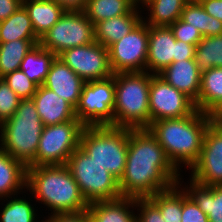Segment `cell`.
<instances>
[{
    "label": "cell",
    "mask_w": 222,
    "mask_h": 222,
    "mask_svg": "<svg viewBox=\"0 0 222 222\" xmlns=\"http://www.w3.org/2000/svg\"><path fill=\"white\" fill-rule=\"evenodd\" d=\"M57 57L85 82L106 79L113 75L109 63L108 48L96 41L84 46L66 49Z\"/></svg>",
    "instance_id": "cell-13"
},
{
    "label": "cell",
    "mask_w": 222,
    "mask_h": 222,
    "mask_svg": "<svg viewBox=\"0 0 222 222\" xmlns=\"http://www.w3.org/2000/svg\"><path fill=\"white\" fill-rule=\"evenodd\" d=\"M222 102V67H212L201 73V85L196 109L210 114Z\"/></svg>",
    "instance_id": "cell-24"
},
{
    "label": "cell",
    "mask_w": 222,
    "mask_h": 222,
    "mask_svg": "<svg viewBox=\"0 0 222 222\" xmlns=\"http://www.w3.org/2000/svg\"><path fill=\"white\" fill-rule=\"evenodd\" d=\"M85 83L59 57H56L51 64L43 86L54 91L59 97L68 101L75 108L79 102Z\"/></svg>",
    "instance_id": "cell-16"
},
{
    "label": "cell",
    "mask_w": 222,
    "mask_h": 222,
    "mask_svg": "<svg viewBox=\"0 0 222 222\" xmlns=\"http://www.w3.org/2000/svg\"><path fill=\"white\" fill-rule=\"evenodd\" d=\"M66 166L88 204L122 197L119 181L80 147L70 155Z\"/></svg>",
    "instance_id": "cell-7"
},
{
    "label": "cell",
    "mask_w": 222,
    "mask_h": 222,
    "mask_svg": "<svg viewBox=\"0 0 222 222\" xmlns=\"http://www.w3.org/2000/svg\"><path fill=\"white\" fill-rule=\"evenodd\" d=\"M188 181L183 190L207 215L209 222H222V185H204L191 177Z\"/></svg>",
    "instance_id": "cell-20"
},
{
    "label": "cell",
    "mask_w": 222,
    "mask_h": 222,
    "mask_svg": "<svg viewBox=\"0 0 222 222\" xmlns=\"http://www.w3.org/2000/svg\"><path fill=\"white\" fill-rule=\"evenodd\" d=\"M137 6V0H131Z\"/></svg>",
    "instance_id": "cell-47"
},
{
    "label": "cell",
    "mask_w": 222,
    "mask_h": 222,
    "mask_svg": "<svg viewBox=\"0 0 222 222\" xmlns=\"http://www.w3.org/2000/svg\"><path fill=\"white\" fill-rule=\"evenodd\" d=\"M26 181L27 167L0 147V199L26 192Z\"/></svg>",
    "instance_id": "cell-22"
},
{
    "label": "cell",
    "mask_w": 222,
    "mask_h": 222,
    "mask_svg": "<svg viewBox=\"0 0 222 222\" xmlns=\"http://www.w3.org/2000/svg\"><path fill=\"white\" fill-rule=\"evenodd\" d=\"M135 6L131 0H87L83 12L95 26L103 20L128 14Z\"/></svg>",
    "instance_id": "cell-30"
},
{
    "label": "cell",
    "mask_w": 222,
    "mask_h": 222,
    "mask_svg": "<svg viewBox=\"0 0 222 222\" xmlns=\"http://www.w3.org/2000/svg\"><path fill=\"white\" fill-rule=\"evenodd\" d=\"M57 56L39 43L25 55L20 70L37 86L44 84L52 62Z\"/></svg>",
    "instance_id": "cell-25"
},
{
    "label": "cell",
    "mask_w": 222,
    "mask_h": 222,
    "mask_svg": "<svg viewBox=\"0 0 222 222\" xmlns=\"http://www.w3.org/2000/svg\"><path fill=\"white\" fill-rule=\"evenodd\" d=\"M143 11L141 7L135 6L128 14L98 22L94 26L95 41L109 48L113 43L129 34L142 20Z\"/></svg>",
    "instance_id": "cell-19"
},
{
    "label": "cell",
    "mask_w": 222,
    "mask_h": 222,
    "mask_svg": "<svg viewBox=\"0 0 222 222\" xmlns=\"http://www.w3.org/2000/svg\"><path fill=\"white\" fill-rule=\"evenodd\" d=\"M195 45L185 43L184 41L176 40V51L173 62L183 61L186 59H195Z\"/></svg>",
    "instance_id": "cell-40"
},
{
    "label": "cell",
    "mask_w": 222,
    "mask_h": 222,
    "mask_svg": "<svg viewBox=\"0 0 222 222\" xmlns=\"http://www.w3.org/2000/svg\"><path fill=\"white\" fill-rule=\"evenodd\" d=\"M201 73L195 59H186L172 62L157 75L195 102L199 96Z\"/></svg>",
    "instance_id": "cell-18"
},
{
    "label": "cell",
    "mask_w": 222,
    "mask_h": 222,
    "mask_svg": "<svg viewBox=\"0 0 222 222\" xmlns=\"http://www.w3.org/2000/svg\"><path fill=\"white\" fill-rule=\"evenodd\" d=\"M200 4L206 13L222 21V0H203Z\"/></svg>",
    "instance_id": "cell-42"
},
{
    "label": "cell",
    "mask_w": 222,
    "mask_h": 222,
    "mask_svg": "<svg viewBox=\"0 0 222 222\" xmlns=\"http://www.w3.org/2000/svg\"><path fill=\"white\" fill-rule=\"evenodd\" d=\"M172 30L176 40L184 41L185 43L197 46L202 40L203 36L197 28L190 26V23L184 22L181 18L171 24Z\"/></svg>",
    "instance_id": "cell-37"
},
{
    "label": "cell",
    "mask_w": 222,
    "mask_h": 222,
    "mask_svg": "<svg viewBox=\"0 0 222 222\" xmlns=\"http://www.w3.org/2000/svg\"><path fill=\"white\" fill-rule=\"evenodd\" d=\"M212 124L222 126V102L209 114Z\"/></svg>",
    "instance_id": "cell-44"
},
{
    "label": "cell",
    "mask_w": 222,
    "mask_h": 222,
    "mask_svg": "<svg viewBox=\"0 0 222 222\" xmlns=\"http://www.w3.org/2000/svg\"><path fill=\"white\" fill-rule=\"evenodd\" d=\"M2 78L21 99H32L36 93L38 86L20 69L8 73Z\"/></svg>",
    "instance_id": "cell-34"
},
{
    "label": "cell",
    "mask_w": 222,
    "mask_h": 222,
    "mask_svg": "<svg viewBox=\"0 0 222 222\" xmlns=\"http://www.w3.org/2000/svg\"><path fill=\"white\" fill-rule=\"evenodd\" d=\"M26 189L31 199L51 211L48 215L82 212L89 207L66 164L27 167Z\"/></svg>",
    "instance_id": "cell-3"
},
{
    "label": "cell",
    "mask_w": 222,
    "mask_h": 222,
    "mask_svg": "<svg viewBox=\"0 0 222 222\" xmlns=\"http://www.w3.org/2000/svg\"><path fill=\"white\" fill-rule=\"evenodd\" d=\"M95 41L94 25L83 11H65L41 38L39 44L56 56L64 50Z\"/></svg>",
    "instance_id": "cell-10"
},
{
    "label": "cell",
    "mask_w": 222,
    "mask_h": 222,
    "mask_svg": "<svg viewBox=\"0 0 222 222\" xmlns=\"http://www.w3.org/2000/svg\"><path fill=\"white\" fill-rule=\"evenodd\" d=\"M25 196V198H24ZM18 197V194L0 199L2 202L0 222H39L36 206L26 199V195ZM13 197V198H12ZM9 199V200H8ZM6 201V203L4 204ZM32 203V204H31ZM4 204V205H3ZM35 206V207H34ZM40 222H45L41 220Z\"/></svg>",
    "instance_id": "cell-32"
},
{
    "label": "cell",
    "mask_w": 222,
    "mask_h": 222,
    "mask_svg": "<svg viewBox=\"0 0 222 222\" xmlns=\"http://www.w3.org/2000/svg\"><path fill=\"white\" fill-rule=\"evenodd\" d=\"M151 73L115 74L113 127L147 129L150 126L149 91Z\"/></svg>",
    "instance_id": "cell-4"
},
{
    "label": "cell",
    "mask_w": 222,
    "mask_h": 222,
    "mask_svg": "<svg viewBox=\"0 0 222 222\" xmlns=\"http://www.w3.org/2000/svg\"><path fill=\"white\" fill-rule=\"evenodd\" d=\"M44 125L32 99H21L14 115L0 125V147L26 167L34 160Z\"/></svg>",
    "instance_id": "cell-5"
},
{
    "label": "cell",
    "mask_w": 222,
    "mask_h": 222,
    "mask_svg": "<svg viewBox=\"0 0 222 222\" xmlns=\"http://www.w3.org/2000/svg\"><path fill=\"white\" fill-rule=\"evenodd\" d=\"M87 210L91 222H136L134 198L121 197L90 203Z\"/></svg>",
    "instance_id": "cell-21"
},
{
    "label": "cell",
    "mask_w": 222,
    "mask_h": 222,
    "mask_svg": "<svg viewBox=\"0 0 222 222\" xmlns=\"http://www.w3.org/2000/svg\"><path fill=\"white\" fill-rule=\"evenodd\" d=\"M32 100L44 126L77 119L75 108L68 101L43 85L37 87Z\"/></svg>",
    "instance_id": "cell-17"
},
{
    "label": "cell",
    "mask_w": 222,
    "mask_h": 222,
    "mask_svg": "<svg viewBox=\"0 0 222 222\" xmlns=\"http://www.w3.org/2000/svg\"><path fill=\"white\" fill-rule=\"evenodd\" d=\"M22 6L26 9L39 39L65 13V10L54 0H22Z\"/></svg>",
    "instance_id": "cell-23"
},
{
    "label": "cell",
    "mask_w": 222,
    "mask_h": 222,
    "mask_svg": "<svg viewBox=\"0 0 222 222\" xmlns=\"http://www.w3.org/2000/svg\"><path fill=\"white\" fill-rule=\"evenodd\" d=\"M136 222H166L160 209L149 198L135 199Z\"/></svg>",
    "instance_id": "cell-36"
},
{
    "label": "cell",
    "mask_w": 222,
    "mask_h": 222,
    "mask_svg": "<svg viewBox=\"0 0 222 222\" xmlns=\"http://www.w3.org/2000/svg\"><path fill=\"white\" fill-rule=\"evenodd\" d=\"M190 170L189 177L201 184L222 185V126H208L200 156Z\"/></svg>",
    "instance_id": "cell-14"
},
{
    "label": "cell",
    "mask_w": 222,
    "mask_h": 222,
    "mask_svg": "<svg viewBox=\"0 0 222 222\" xmlns=\"http://www.w3.org/2000/svg\"><path fill=\"white\" fill-rule=\"evenodd\" d=\"M65 11H84L87 0H54Z\"/></svg>",
    "instance_id": "cell-43"
},
{
    "label": "cell",
    "mask_w": 222,
    "mask_h": 222,
    "mask_svg": "<svg viewBox=\"0 0 222 222\" xmlns=\"http://www.w3.org/2000/svg\"><path fill=\"white\" fill-rule=\"evenodd\" d=\"M210 116L199 110L181 118L154 121L147 128L163 147L173 166L181 172L198 160L205 132L211 124Z\"/></svg>",
    "instance_id": "cell-2"
},
{
    "label": "cell",
    "mask_w": 222,
    "mask_h": 222,
    "mask_svg": "<svg viewBox=\"0 0 222 222\" xmlns=\"http://www.w3.org/2000/svg\"><path fill=\"white\" fill-rule=\"evenodd\" d=\"M181 174L148 129H129L125 172L119 181L122 197L149 198L178 184Z\"/></svg>",
    "instance_id": "cell-1"
},
{
    "label": "cell",
    "mask_w": 222,
    "mask_h": 222,
    "mask_svg": "<svg viewBox=\"0 0 222 222\" xmlns=\"http://www.w3.org/2000/svg\"><path fill=\"white\" fill-rule=\"evenodd\" d=\"M186 2H196V3H200L203 0H185Z\"/></svg>",
    "instance_id": "cell-46"
},
{
    "label": "cell",
    "mask_w": 222,
    "mask_h": 222,
    "mask_svg": "<svg viewBox=\"0 0 222 222\" xmlns=\"http://www.w3.org/2000/svg\"><path fill=\"white\" fill-rule=\"evenodd\" d=\"M176 39L170 27L149 25L146 72L157 75L170 66L175 57Z\"/></svg>",
    "instance_id": "cell-15"
},
{
    "label": "cell",
    "mask_w": 222,
    "mask_h": 222,
    "mask_svg": "<svg viewBox=\"0 0 222 222\" xmlns=\"http://www.w3.org/2000/svg\"><path fill=\"white\" fill-rule=\"evenodd\" d=\"M150 124L163 119L181 118L191 115L196 106L185 93L151 74L149 91Z\"/></svg>",
    "instance_id": "cell-12"
},
{
    "label": "cell",
    "mask_w": 222,
    "mask_h": 222,
    "mask_svg": "<svg viewBox=\"0 0 222 222\" xmlns=\"http://www.w3.org/2000/svg\"><path fill=\"white\" fill-rule=\"evenodd\" d=\"M40 40H13L0 42V78L19 70L25 55Z\"/></svg>",
    "instance_id": "cell-29"
},
{
    "label": "cell",
    "mask_w": 222,
    "mask_h": 222,
    "mask_svg": "<svg viewBox=\"0 0 222 222\" xmlns=\"http://www.w3.org/2000/svg\"><path fill=\"white\" fill-rule=\"evenodd\" d=\"M185 4V0H149L142 7L147 9L148 17L144 16L142 20L151 26L169 27L181 18Z\"/></svg>",
    "instance_id": "cell-26"
},
{
    "label": "cell",
    "mask_w": 222,
    "mask_h": 222,
    "mask_svg": "<svg viewBox=\"0 0 222 222\" xmlns=\"http://www.w3.org/2000/svg\"><path fill=\"white\" fill-rule=\"evenodd\" d=\"M85 126L78 120L44 126L34 160L27 167L64 165L80 145Z\"/></svg>",
    "instance_id": "cell-8"
},
{
    "label": "cell",
    "mask_w": 222,
    "mask_h": 222,
    "mask_svg": "<svg viewBox=\"0 0 222 222\" xmlns=\"http://www.w3.org/2000/svg\"><path fill=\"white\" fill-rule=\"evenodd\" d=\"M195 60L201 72L222 67V34L203 37L195 48Z\"/></svg>",
    "instance_id": "cell-33"
},
{
    "label": "cell",
    "mask_w": 222,
    "mask_h": 222,
    "mask_svg": "<svg viewBox=\"0 0 222 222\" xmlns=\"http://www.w3.org/2000/svg\"><path fill=\"white\" fill-rule=\"evenodd\" d=\"M115 74L106 79L87 81L75 107L76 118L85 126L114 124Z\"/></svg>",
    "instance_id": "cell-9"
},
{
    "label": "cell",
    "mask_w": 222,
    "mask_h": 222,
    "mask_svg": "<svg viewBox=\"0 0 222 222\" xmlns=\"http://www.w3.org/2000/svg\"><path fill=\"white\" fill-rule=\"evenodd\" d=\"M128 137L129 128L87 126L81 132L79 147L120 181L125 172Z\"/></svg>",
    "instance_id": "cell-6"
},
{
    "label": "cell",
    "mask_w": 222,
    "mask_h": 222,
    "mask_svg": "<svg viewBox=\"0 0 222 222\" xmlns=\"http://www.w3.org/2000/svg\"><path fill=\"white\" fill-rule=\"evenodd\" d=\"M21 5L22 0H0V21L10 17Z\"/></svg>",
    "instance_id": "cell-41"
},
{
    "label": "cell",
    "mask_w": 222,
    "mask_h": 222,
    "mask_svg": "<svg viewBox=\"0 0 222 222\" xmlns=\"http://www.w3.org/2000/svg\"><path fill=\"white\" fill-rule=\"evenodd\" d=\"M181 180V181H180ZM182 181L179 178L178 184L170 189L157 192L149 199L160 209L161 215L166 222H181L182 219Z\"/></svg>",
    "instance_id": "cell-31"
},
{
    "label": "cell",
    "mask_w": 222,
    "mask_h": 222,
    "mask_svg": "<svg viewBox=\"0 0 222 222\" xmlns=\"http://www.w3.org/2000/svg\"><path fill=\"white\" fill-rule=\"evenodd\" d=\"M45 222H91L88 210L82 212L56 213L46 216Z\"/></svg>",
    "instance_id": "cell-39"
},
{
    "label": "cell",
    "mask_w": 222,
    "mask_h": 222,
    "mask_svg": "<svg viewBox=\"0 0 222 222\" xmlns=\"http://www.w3.org/2000/svg\"><path fill=\"white\" fill-rule=\"evenodd\" d=\"M40 40L26 9L21 5L10 17L0 21V42L13 40Z\"/></svg>",
    "instance_id": "cell-27"
},
{
    "label": "cell",
    "mask_w": 222,
    "mask_h": 222,
    "mask_svg": "<svg viewBox=\"0 0 222 222\" xmlns=\"http://www.w3.org/2000/svg\"><path fill=\"white\" fill-rule=\"evenodd\" d=\"M20 100L5 80L0 78V125L14 115Z\"/></svg>",
    "instance_id": "cell-35"
},
{
    "label": "cell",
    "mask_w": 222,
    "mask_h": 222,
    "mask_svg": "<svg viewBox=\"0 0 222 222\" xmlns=\"http://www.w3.org/2000/svg\"><path fill=\"white\" fill-rule=\"evenodd\" d=\"M182 219L181 222H209L207 215L186 194L182 188Z\"/></svg>",
    "instance_id": "cell-38"
},
{
    "label": "cell",
    "mask_w": 222,
    "mask_h": 222,
    "mask_svg": "<svg viewBox=\"0 0 222 222\" xmlns=\"http://www.w3.org/2000/svg\"><path fill=\"white\" fill-rule=\"evenodd\" d=\"M181 19L197 28L203 37L222 34V21L206 13L200 3L186 2Z\"/></svg>",
    "instance_id": "cell-28"
},
{
    "label": "cell",
    "mask_w": 222,
    "mask_h": 222,
    "mask_svg": "<svg viewBox=\"0 0 222 222\" xmlns=\"http://www.w3.org/2000/svg\"><path fill=\"white\" fill-rule=\"evenodd\" d=\"M149 25L141 20L129 34L109 48V63L113 74L145 72L148 56Z\"/></svg>",
    "instance_id": "cell-11"
},
{
    "label": "cell",
    "mask_w": 222,
    "mask_h": 222,
    "mask_svg": "<svg viewBox=\"0 0 222 222\" xmlns=\"http://www.w3.org/2000/svg\"><path fill=\"white\" fill-rule=\"evenodd\" d=\"M149 0H137V7H140L139 5H141V8L143 7V5L148 2Z\"/></svg>",
    "instance_id": "cell-45"
}]
</instances>
